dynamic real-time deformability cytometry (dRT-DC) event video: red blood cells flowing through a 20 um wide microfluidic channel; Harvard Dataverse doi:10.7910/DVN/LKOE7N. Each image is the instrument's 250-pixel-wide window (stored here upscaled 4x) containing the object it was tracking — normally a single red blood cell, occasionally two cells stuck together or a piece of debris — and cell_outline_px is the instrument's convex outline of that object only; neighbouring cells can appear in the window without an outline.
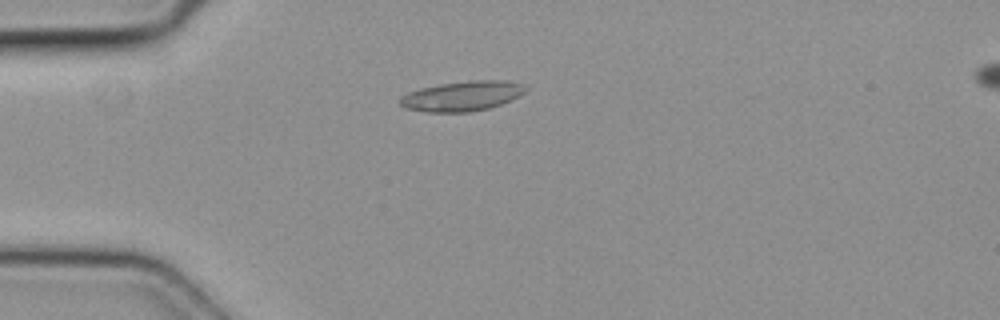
{"species": "common noctule bat (a hibernating species)", "species_latin": "Nyctalus noctula", "temperature_condition": "cold", "stored_images_in_passage": 6, "camera_frame_rate_fps": 3000, "um_per_image_px": 0.085, "animal": {"sex": "female", "body_mass_g": 19.3, "forearm_length_mm": 54.1}, "frame": {"image": 1, "passage_image": 3, "time_ms": 0.667, "image_size_px": [1000, 320], "cell_outline_px": [[524, 92], [500, 104], [488, 108], [468, 112], [424, 112], [404, 108], [400, 104], [400, 96], [408, 92], [420, 88], [440, 84], [472, 80], [500, 80], [524, 84]], "centroid_in_image_um": [39.2, 8.17], "position_along_channel_um": 45.8, "area_um2": 21.62}}
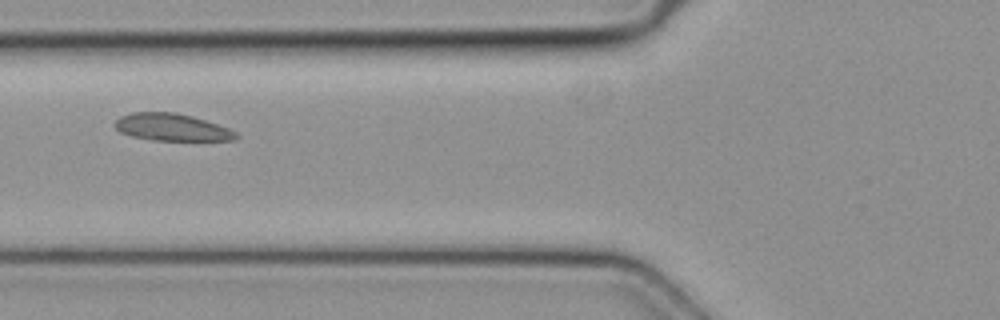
{"frame": {"image": 2, "passage_image": 5, "time_ms": 1.333, "image_size_px": [1000, 320], "cell_outline_px": [[240, 136], [236, 140], [152, 140], [132, 136], [120, 132], [112, 124], [120, 116], [132, 112], [176, 112], [192, 116], [228, 128], [236, 132]], "centroid_in_image_um": [14.58, 10.81], "position_along_channel_um": 111.2, "area_um2": 19.19}}
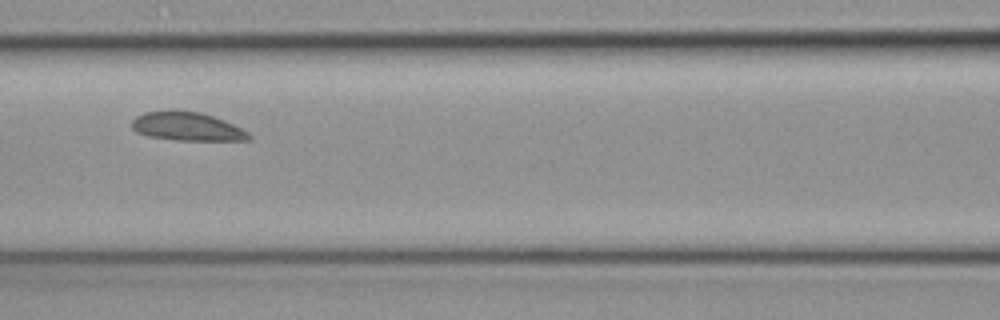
{"frame": {"image": 3, "passage_image": 6, "time_ms": 1.667, "image_size_px": [1000, 320], "cell_outline_px": [[252, 140], [176, 140], [148, 136], [136, 132], [132, 128], [132, 120], [136, 116], [144, 112], [168, 108], [172, 108], [200, 112], [224, 120], [248, 132], [252, 136]], "centroid_in_image_um": [15.85, 10.72], "position_along_channel_um": 150.7, "area_um2": 19.88}}